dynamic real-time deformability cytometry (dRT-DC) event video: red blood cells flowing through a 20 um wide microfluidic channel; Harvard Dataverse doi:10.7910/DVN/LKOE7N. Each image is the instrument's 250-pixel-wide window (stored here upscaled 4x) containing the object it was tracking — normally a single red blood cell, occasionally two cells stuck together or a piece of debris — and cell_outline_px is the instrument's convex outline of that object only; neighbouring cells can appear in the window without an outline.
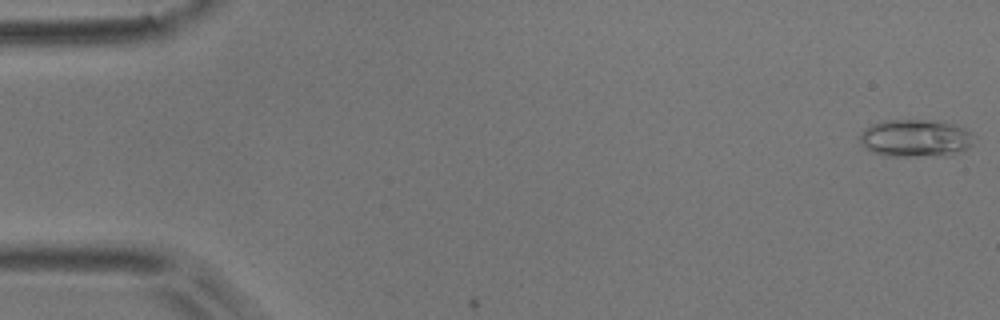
{"species": "common noctule bat (a hibernating species)", "species_latin": "Nyctalus noctula", "temperature_condition": "room temperature", "stored_images_in_passage": 2, "camera_frame_rate_fps": 3000, "um_per_image_px": 0.085, "animal": {"sex": "male", "body_mass_g": 17.9}, "frame": {"image": 1, "passage_image": 1, "time_ms": 0.0, "image_size_px": [1000, 320], "cell_outline_px": [[972, 144], [968, 148], [948, 152], [916, 156], [888, 156], [872, 152], [860, 140], [860, 132], [864, 128], [872, 124], [884, 120], [936, 120], [952, 124], [964, 128], [972, 132]], "centroid_in_image_um": [77.76, 11.7], "position_along_channel_um": 7.2, "area_um2": 24.28}}